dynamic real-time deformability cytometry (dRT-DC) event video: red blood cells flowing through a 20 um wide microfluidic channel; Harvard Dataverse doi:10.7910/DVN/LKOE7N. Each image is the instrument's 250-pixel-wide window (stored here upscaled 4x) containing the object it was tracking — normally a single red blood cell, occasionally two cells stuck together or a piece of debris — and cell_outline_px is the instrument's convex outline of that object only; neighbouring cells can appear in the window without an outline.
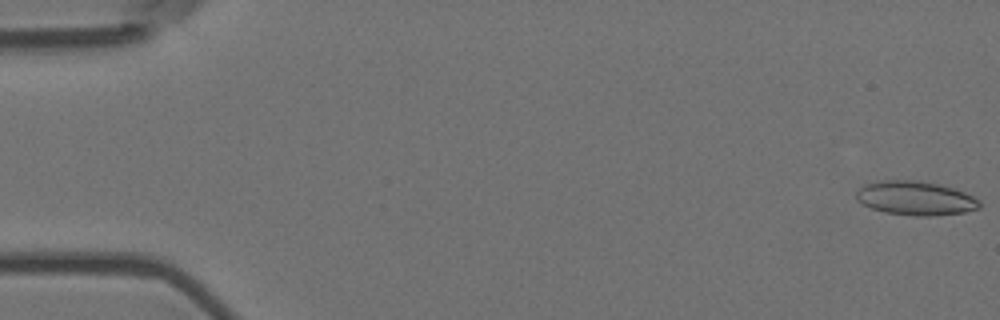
{"species": "Egyptian fruit bat (a non-hibernating species)", "species_latin": "Rousettus aegyptiacus", "temperature_condition": "room temperature", "stored_images_in_passage": 56, "camera_frame_rate_fps": 3000, "um_per_image_px": 0.085, "animal": {"sex": "female"}, "frame": {"image": 1, "passage_image": 1, "time_ms": 0.0, "image_size_px": [1000, 320], "cell_outline_px": [[980, 208], [964, 212], [932, 216], [916, 216], [884, 212], [872, 208], [856, 200], [856, 192], [864, 184], [876, 180], [916, 180], [936, 184], [952, 188], [964, 192], [980, 200]], "centroid_in_image_um": [77.79, 16.84], "position_along_channel_um": 7.2, "area_um2": 24.39}}
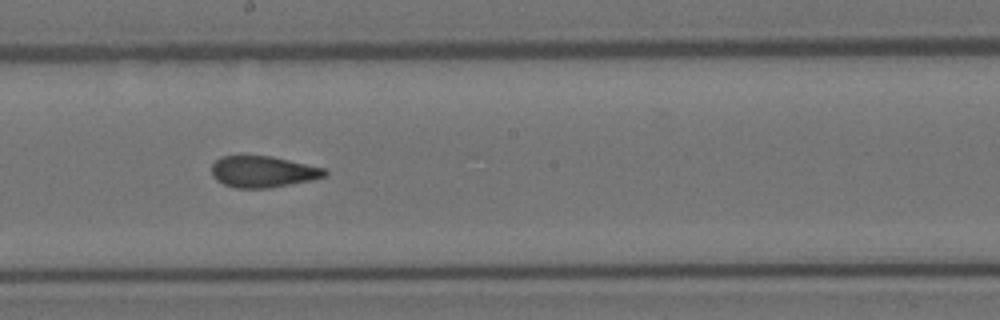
{"frame": {"image": 2, "passage_image": 31, "time_ms": 10.0, "image_size_px": [1000, 320], "cell_outline_px": [[328, 172], [324, 176], [312, 180], [268, 188], [236, 188], [224, 184], [216, 180], [212, 176], [212, 164], [220, 156], [240, 152], [272, 156], [328, 168]], "centroid_in_image_um": [22.32, 14.54], "position_along_channel_um": 225.9, "area_um2": 21.56}}
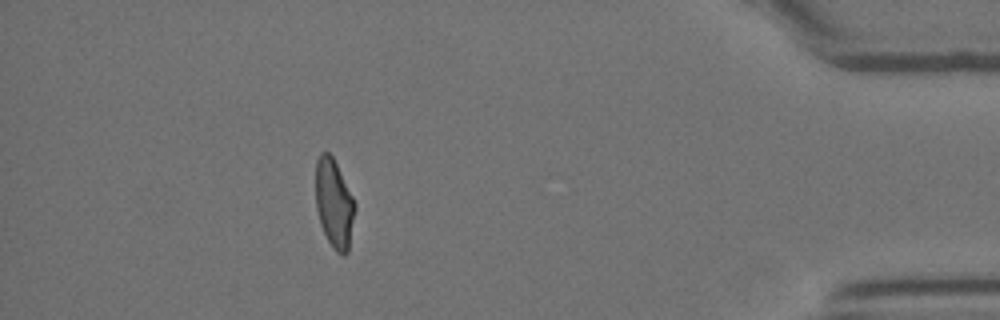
{"frame": {"image": 3, "passage_image": 50, "time_ms": 16.333, "image_size_px": [1000, 320], "cell_outline_px": [[356, 208], [348, 252], [344, 256], [340, 256], [332, 248], [320, 224], [316, 208], [316, 160], [320, 152], [328, 152], [332, 156], [356, 204]], "centroid_in_image_um": [28.4, 17.34], "position_along_channel_um": 406.8, "area_um2": 20.35}, "authors_computed_cell_mechanics": {"area_um2": 21.5305, "velocity_mm_per_s": 3.6563, "shape_relaxation_time_tau1_ms": null, "shape_relaxation_time_tau2_ms": 1.7812, "deformation_change_tau1": null, "deformation_change_tau2": 0.073}}